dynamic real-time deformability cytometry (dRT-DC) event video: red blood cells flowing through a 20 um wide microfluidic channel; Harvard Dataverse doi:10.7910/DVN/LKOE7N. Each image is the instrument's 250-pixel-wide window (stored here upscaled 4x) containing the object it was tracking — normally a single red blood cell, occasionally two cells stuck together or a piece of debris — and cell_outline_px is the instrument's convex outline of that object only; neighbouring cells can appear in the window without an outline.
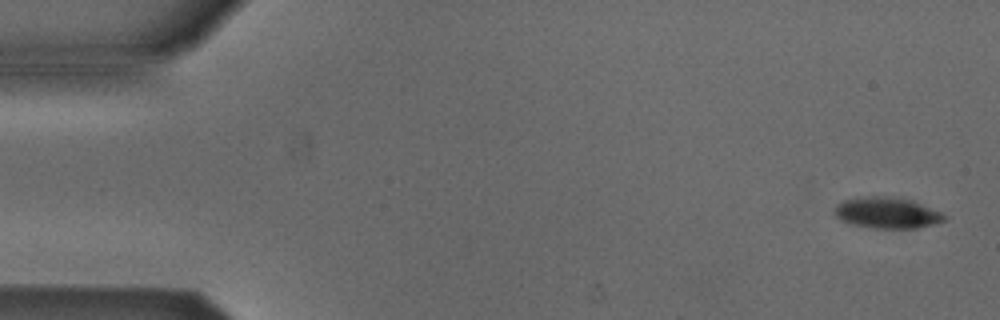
{"species": "Egyptian fruit bat (a non-hibernating species)", "species_latin": "Rousettus aegyptiacus", "temperature_condition": "cold", "stored_images_in_passage": 4, "camera_frame_rate_fps": 3000, "um_per_image_px": 0.085, "animal": {"sex": "male"}, "frame": {"image": 1, "passage_image": 1, "time_ms": 0.0, "image_size_px": [1000, 320], "cell_outline_px": [[944, 220], [932, 224], [916, 228], [872, 228], [852, 224], [840, 220], [832, 212], [836, 204], [844, 200], [856, 196], [888, 196], [912, 200], [940, 212], [944, 216]], "centroid_in_image_um": [75.3, 18.07], "position_along_channel_um": 9.7, "area_um2": 19.88}}
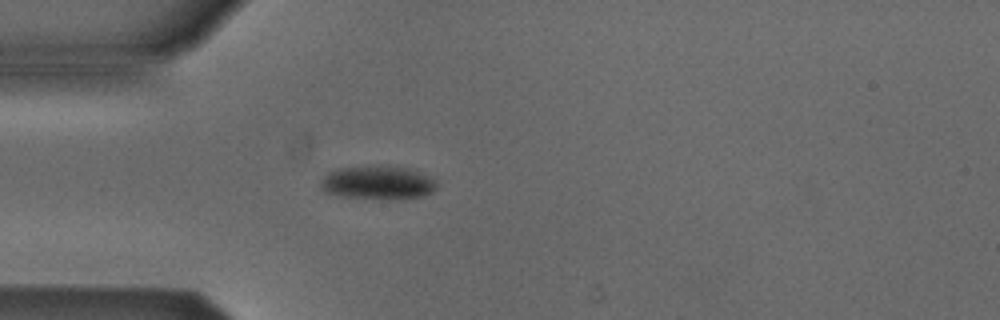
{"frame": {"image": 2, "passage_image": 4, "time_ms": 4.333, "image_size_px": [1000, 320], "cell_outline_px": [[440, 184], [432, 192], [424, 196], [404, 200], [380, 200], [340, 196], [328, 192], [320, 184], [324, 176], [328, 172], [340, 168], [408, 168], [428, 176], [436, 180]], "centroid_in_image_um": [32.2, 15.6], "position_along_channel_um": 52.8, "area_um2": 22.37}}